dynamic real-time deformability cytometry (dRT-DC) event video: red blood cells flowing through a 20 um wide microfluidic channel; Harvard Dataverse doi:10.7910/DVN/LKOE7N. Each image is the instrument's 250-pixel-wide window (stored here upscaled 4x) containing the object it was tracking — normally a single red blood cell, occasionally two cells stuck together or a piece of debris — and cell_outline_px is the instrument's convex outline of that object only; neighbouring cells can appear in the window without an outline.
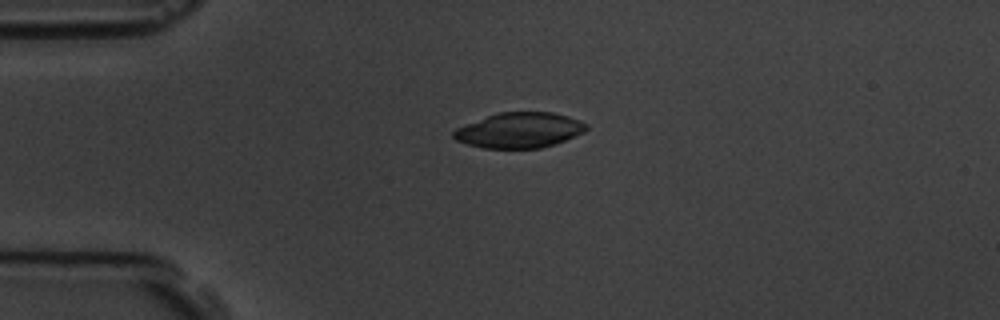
{"species": "common noctule bat (a hibernating species)", "species_latin": "Nyctalus noctula", "temperature_condition": "room temperature", "stored_images_in_passage": 6, "camera_frame_rate_fps": 3000, "um_per_image_px": 0.085, "animal": {"sex": "male", "body_mass_g": 19.5, "forearm_length_mm": 54.6}, "frame": {"image": 1, "passage_image": 4, "time_ms": 3.333, "image_size_px": [1000, 320], "cell_outline_px": [[588, 128], [584, 132], [556, 144], [540, 148], [484, 148], [468, 144], [456, 140], [452, 136], [452, 132], [456, 128], [488, 116], [500, 112], [552, 112], [568, 116], [580, 120], [588, 124]], "centroid_in_image_um": [44.18, 11.07], "position_along_channel_um": 40.8, "area_um2": 27.22}}
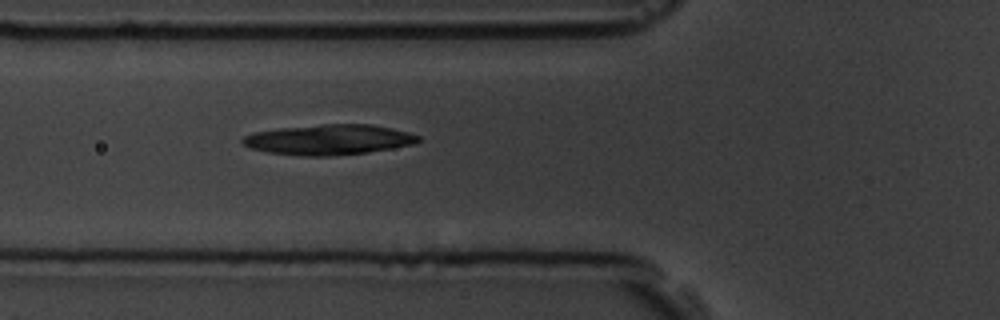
{"frame": {"image": 2, "passage_image": 6, "time_ms": 5.667, "image_size_px": [1000, 320], "cell_outline_px": [[420, 140], [416, 144], [368, 152], [332, 156], [304, 156], [268, 152], [252, 148], [244, 144], [240, 140], [244, 136], [252, 132], [280, 128], [324, 124], [372, 124], [392, 128], [408, 132], [420, 136]], "centroid_in_image_um": [27.98, 11.87], "position_along_channel_um": 97.8, "area_um2": 31.04}}